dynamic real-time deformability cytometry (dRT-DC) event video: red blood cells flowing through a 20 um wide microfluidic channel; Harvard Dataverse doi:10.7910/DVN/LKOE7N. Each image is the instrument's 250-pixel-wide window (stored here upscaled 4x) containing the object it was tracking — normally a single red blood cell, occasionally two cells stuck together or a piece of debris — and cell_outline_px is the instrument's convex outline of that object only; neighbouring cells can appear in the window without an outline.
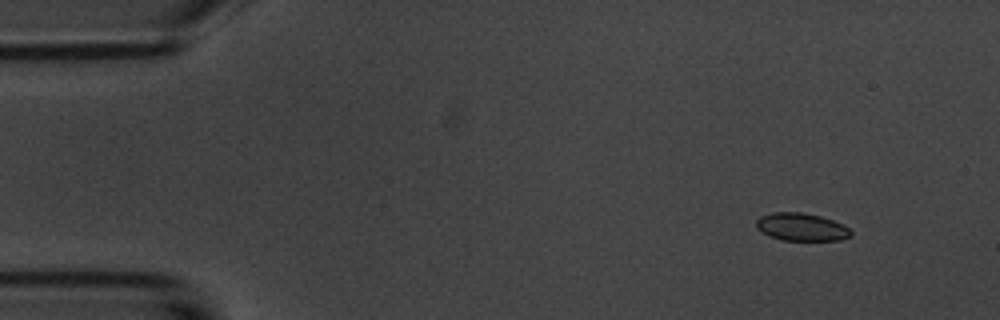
{"species": "common noctule bat (a hibernating species)", "species_latin": "Nyctalus noctula", "temperature_condition": "room temperature", "stored_images_in_passage": 54, "camera_frame_rate_fps": 3000, "um_per_image_px": 0.085, "animal": {"sex": "male", "body_mass_g": 20.1, "forearm_length_mm": 53.5}, "frame": {"image": 1, "passage_image": 5, "time_ms": 1.333, "image_size_px": [1000, 320], "cell_outline_px": [[852, 236], [840, 240], [784, 240], [768, 236], [760, 232], [756, 228], [756, 220], [760, 216], [772, 212], [804, 212], [820, 216], [832, 220], [848, 228], [852, 232]], "centroid_in_image_um": [68.08, 19.29], "position_along_channel_um": 16.9, "area_um2": 15.37}}
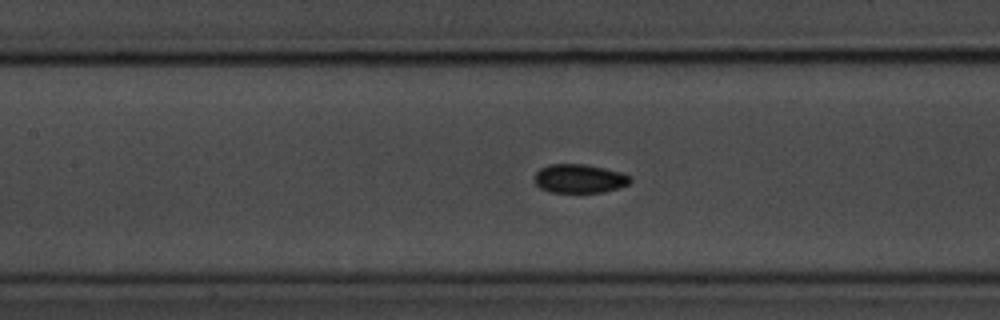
{"frame": {"image": 2, "passage_image": 24, "time_ms": 7.667, "image_size_px": [1000, 320], "cell_outline_px": [[632, 180], [628, 184], [620, 188], [604, 192], [552, 192], [540, 188], [536, 184], [536, 172], [540, 168], [552, 164], [584, 164], [604, 168], [620, 172], [632, 176]], "centroid_in_image_um": [49.29, 15.18], "position_along_channel_um": 158.1, "area_um2": 16.01}}
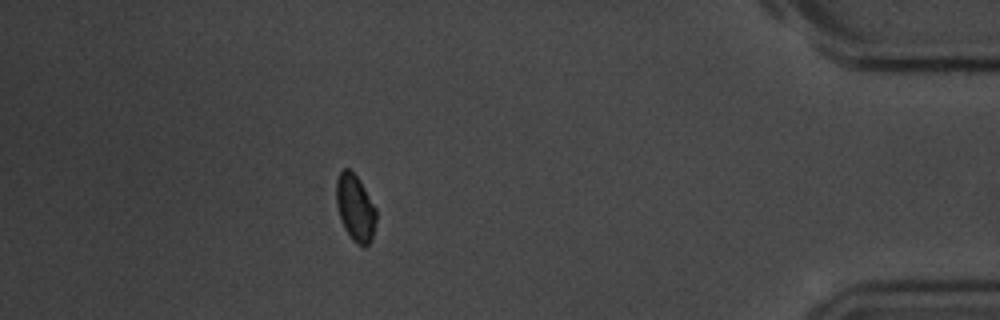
{"frame": {"image": 3, "passage_image": 48, "time_ms": 15.667, "image_size_px": [1000, 320], "cell_outline_px": [[376, 220], [372, 240], [364, 248], [356, 244], [352, 240], [344, 228], [336, 204], [336, 180], [340, 172], [344, 168], [348, 168], [360, 180], [376, 208]], "centroid_in_image_um": [30.2, 17.69], "position_along_channel_um": 405.0, "area_um2": 15.61}, "authors_computed_cell_mechanics": {"area_um2": 15.8372, "velocity_mm_per_s": 3.6976, "shape_relaxation_time_tau1_ms": null, "shape_relaxation_time_tau2_ms": 9.0822, "deformation_change_tau1": null, "deformation_change_tau2": 0.0799}}